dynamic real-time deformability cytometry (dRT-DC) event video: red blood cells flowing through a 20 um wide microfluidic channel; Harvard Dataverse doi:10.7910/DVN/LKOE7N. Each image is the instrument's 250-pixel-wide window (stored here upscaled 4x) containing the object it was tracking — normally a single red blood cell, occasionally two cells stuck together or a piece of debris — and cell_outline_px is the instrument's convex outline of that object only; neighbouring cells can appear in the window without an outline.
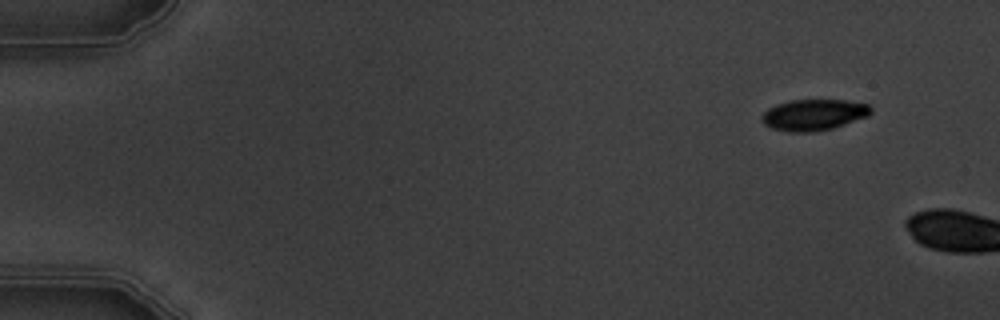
{"species": "common noctule bat (a hibernating species)", "species_latin": "Nyctalus noctula", "temperature_condition": "warm", "stored_images_in_passage": 2, "camera_frame_rate_fps": 3000, "um_per_image_px": 0.085, "animal": {"sex": "male", "body_mass_g": 19.5, "forearm_length_mm": 54.6}, "frame": {"image": 1, "passage_image": 1, "time_ms": 0.0, "image_size_px": [1000, 320], "cell_outline_px": [[872, 112], [868, 116], [832, 128], [816, 132], [788, 132], [772, 128], [764, 124], [760, 116], [768, 108], [776, 104], [788, 100], [844, 100], [868, 104], [872, 108]], "centroid_in_image_um": [69.14, 9.76], "position_along_channel_um": 15.9, "area_um2": 19.88}}